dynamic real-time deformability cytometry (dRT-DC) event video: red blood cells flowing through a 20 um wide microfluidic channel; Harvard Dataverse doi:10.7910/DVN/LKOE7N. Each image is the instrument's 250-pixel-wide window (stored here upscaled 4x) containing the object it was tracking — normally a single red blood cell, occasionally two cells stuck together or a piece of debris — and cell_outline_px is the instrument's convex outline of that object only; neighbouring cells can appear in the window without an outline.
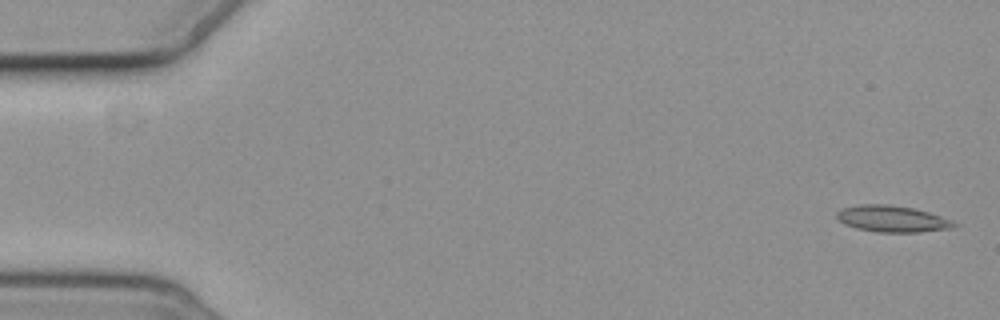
{"species": "common noctule bat (a hibernating species)", "species_latin": "Nyctalus noctula", "temperature_condition": "cold", "stored_images_in_passage": 9, "camera_frame_rate_fps": 3000, "um_per_image_px": 0.085, "animal": {"sex": "female", "body_mass_g": 19.3, "forearm_length_mm": 54.1}, "frame": {"image": 1, "passage_image": 1, "time_ms": 0.0, "image_size_px": [1000, 320], "cell_outline_px": [[960, 224], [952, 228], [920, 232], [880, 232], [856, 228], [844, 224], [836, 216], [836, 212], [844, 208], [860, 204], [888, 204], [912, 208], [928, 212], [952, 220]], "centroid_in_image_um": [75.86, 18.6], "position_along_channel_um": 9.1, "area_um2": 17.98}}
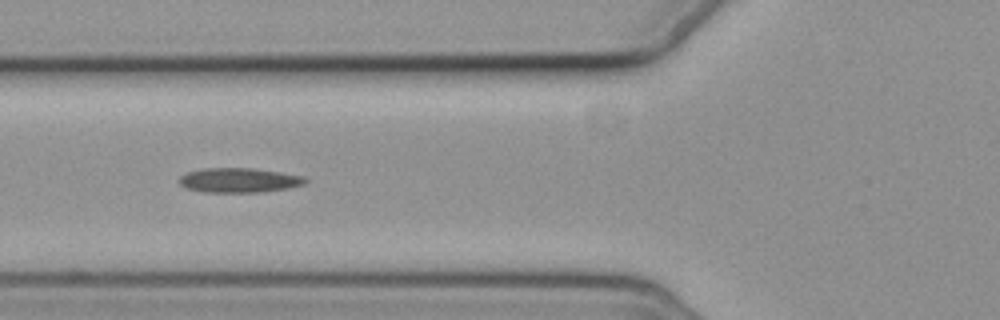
{"frame": {"image": 2, "passage_image": 5, "time_ms": 6.667, "image_size_px": [1000, 320], "cell_outline_px": [[308, 180], [304, 184], [288, 188], [260, 192], [204, 192], [188, 188], [180, 184], [180, 176], [188, 172], [204, 168], [252, 168], [280, 172], [304, 176]], "centroid_in_image_um": [20.34, 15.31], "position_along_channel_um": 105.5, "area_um2": 17.92}}
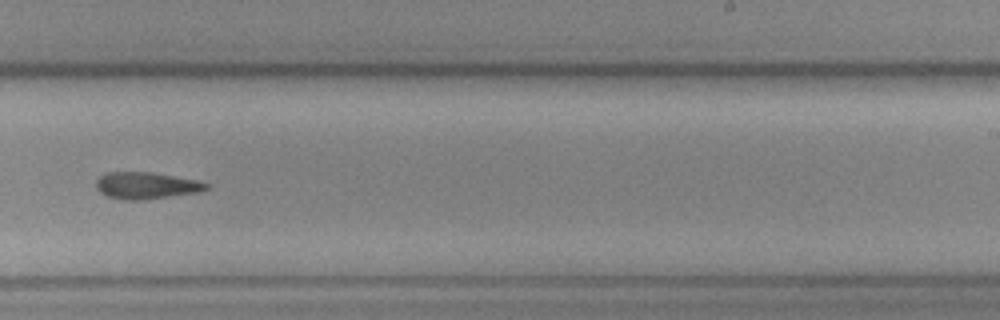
{"frame": {"image": 3, "passage_image": 9, "time_ms": 11.333, "image_size_px": [1000, 320], "cell_outline_px": [[212, 188], [200, 192], [140, 200], [124, 200], [108, 196], [100, 192], [96, 188], [96, 180], [104, 172], [152, 172], [196, 180], [208, 184]], "centroid_in_image_um": [12.43, 15.77], "position_along_channel_um": 276.6, "area_um2": 17.22}}